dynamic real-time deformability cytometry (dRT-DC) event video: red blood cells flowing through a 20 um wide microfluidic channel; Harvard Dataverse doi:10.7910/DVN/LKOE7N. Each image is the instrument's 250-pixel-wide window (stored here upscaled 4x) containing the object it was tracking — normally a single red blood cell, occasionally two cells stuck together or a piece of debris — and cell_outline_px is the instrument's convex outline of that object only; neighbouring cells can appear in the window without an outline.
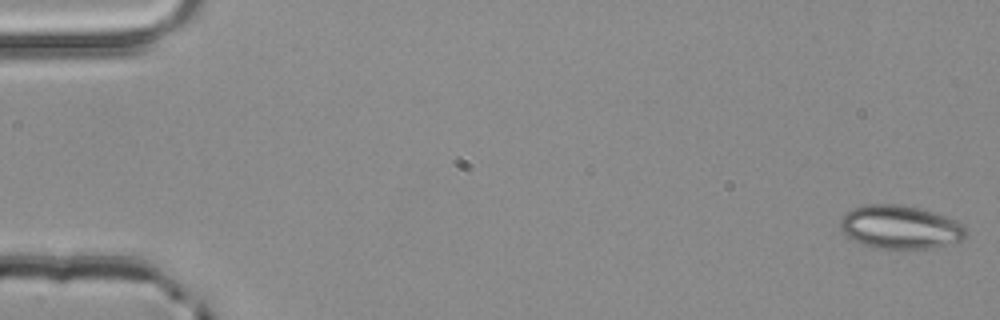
{"species": "common noctule bat (a hibernating species)", "species_latin": "Nyctalus noctula", "temperature_condition": "room temperature", "stored_images_in_passage": 4, "camera_frame_rate_fps": 3000, "um_per_image_px": 0.085, "animal": {"sex": "male", "body_mass_g": 20.4}, "frame": {"image": 1, "passage_image": 1, "time_ms": 0.0, "image_size_px": [1000, 320], "cell_outline_px": [[968, 232], [964, 240], [928, 248], [876, 248], [860, 244], [848, 236], [840, 228], [840, 216], [852, 208], [864, 204], [900, 204], [932, 212], [956, 220], [964, 224]], "centroid_in_image_um": [76.5, 19.29], "position_along_channel_um": 8.5, "area_um2": 31.85}}